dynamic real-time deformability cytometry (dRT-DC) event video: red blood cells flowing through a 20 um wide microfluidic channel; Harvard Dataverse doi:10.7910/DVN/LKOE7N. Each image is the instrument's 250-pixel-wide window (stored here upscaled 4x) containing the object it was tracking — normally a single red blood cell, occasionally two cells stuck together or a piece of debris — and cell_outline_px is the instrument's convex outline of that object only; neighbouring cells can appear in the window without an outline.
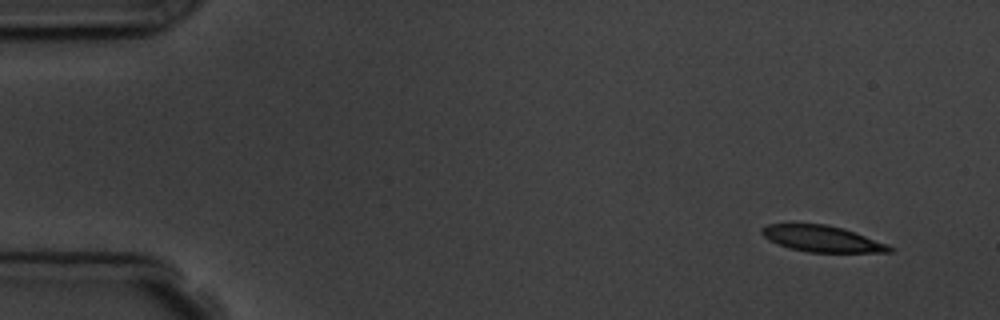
{"species": "common noctule bat (a hibernating species)", "species_latin": "Nyctalus noctula", "temperature_condition": "room temperature", "stored_images_in_passage": 4, "camera_frame_rate_fps": 3000, "um_per_image_px": 0.085, "animal": {"sex": "male", "body_mass_g": 19.5, "forearm_length_mm": 54.6}, "frame": {"image": 1, "passage_image": 1, "time_ms": 0.0, "image_size_px": [1000, 320], "cell_outline_px": [[896, 248], [892, 252], [808, 252], [792, 248], [768, 240], [760, 232], [760, 228], [768, 224], [824, 224], [844, 228], [888, 244]], "centroid_in_image_um": [69.91, 20.29], "position_along_channel_um": 15.1, "area_um2": 19.42}}
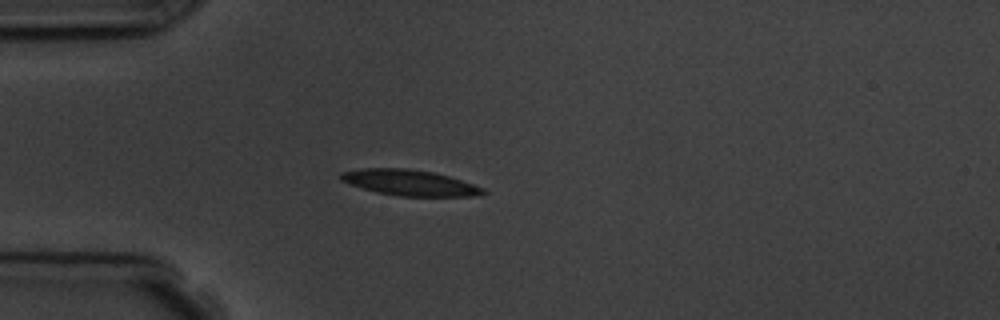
{"frame": {"image": 2, "passage_image": 4, "time_ms": 3.667, "image_size_px": [1000, 320], "cell_outline_px": [[488, 192], [472, 196], [400, 196], [376, 192], [340, 180], [340, 172], [364, 168], [408, 168], [432, 172], [448, 176], [484, 188]], "centroid_in_image_um": [34.81, 15.52], "position_along_channel_um": 50.2, "area_um2": 21.1}}